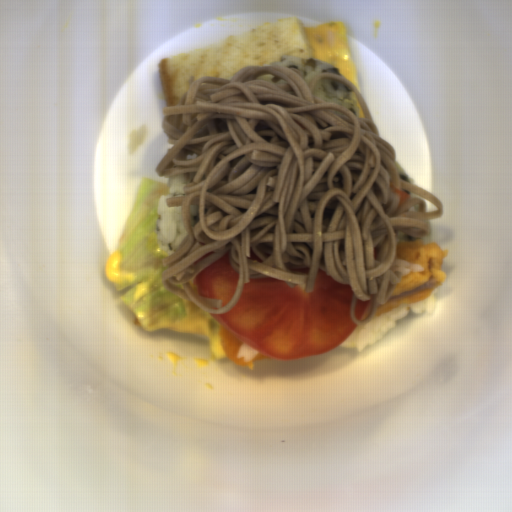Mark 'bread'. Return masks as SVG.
I'll return each instance as SVG.
<instances>
[{
    "instance_id": "8d2b1439",
    "label": "bread",
    "mask_w": 512,
    "mask_h": 512,
    "mask_svg": "<svg viewBox=\"0 0 512 512\" xmlns=\"http://www.w3.org/2000/svg\"><path fill=\"white\" fill-rule=\"evenodd\" d=\"M283 56L316 58L301 22L291 15L163 58L158 69L166 106L181 103L190 88V76H220L231 80L243 66L271 65Z\"/></svg>"
}]
</instances>
